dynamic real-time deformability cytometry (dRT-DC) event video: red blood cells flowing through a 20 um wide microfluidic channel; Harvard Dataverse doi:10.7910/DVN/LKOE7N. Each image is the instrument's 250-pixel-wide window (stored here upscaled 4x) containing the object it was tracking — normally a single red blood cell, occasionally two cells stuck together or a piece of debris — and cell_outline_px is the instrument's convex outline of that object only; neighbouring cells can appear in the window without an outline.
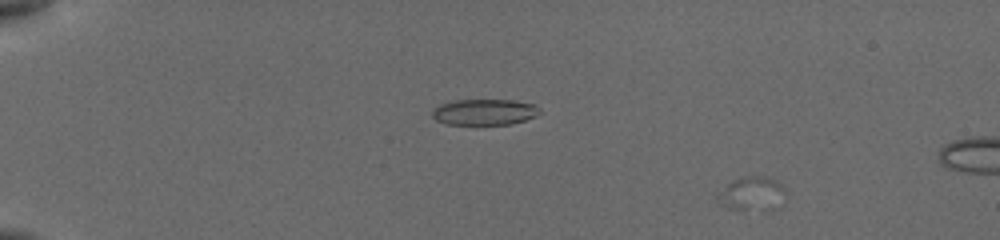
{"species": "common noctule bat (a hibernating species)", "species_latin": "Nyctalus noctula", "temperature_condition": "cold", "stored_images_in_passage": 19, "camera_frame_rate_fps": 3000, "um_per_image_px": 0.085, "animal": {"sex": "female", "body_mass_g": 19.5, "forearm_length_mm": 54.1}, "frame": {"image": 1, "passage_image": 2, "time_ms": 0.333, "image_size_px": [1000, 240], "cell_outline_px": [[784, 204], [780, 208], [728, 208], [720, 204], [716, 200], [716, 196], [732, 180], [744, 176], [764, 176], [780, 184], [784, 192]], "centroid_in_image_um": [63.91, 16.45], "position_along_channel_um": 21.1, "area_um2": 13.01}}